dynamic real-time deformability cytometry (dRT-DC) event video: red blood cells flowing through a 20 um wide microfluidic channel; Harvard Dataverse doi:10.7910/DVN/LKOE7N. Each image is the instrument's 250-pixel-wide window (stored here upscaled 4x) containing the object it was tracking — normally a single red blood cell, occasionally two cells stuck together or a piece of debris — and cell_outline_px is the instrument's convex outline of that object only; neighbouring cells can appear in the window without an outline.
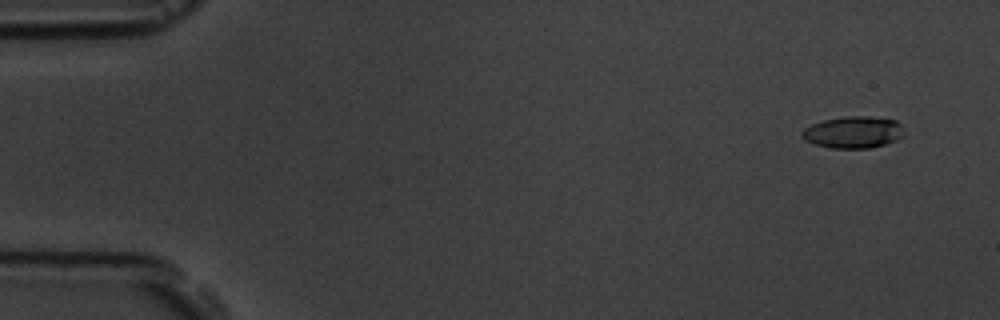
{"species": "common noctule bat (a hibernating species)", "species_latin": "Nyctalus noctula", "temperature_condition": "room temperature", "stored_images_in_passage": 6, "camera_frame_rate_fps": 3000, "um_per_image_px": 0.085, "animal": {"sex": "male", "body_mass_g": 19.5, "forearm_length_mm": 54.6}, "frame": {"image": 1, "passage_image": 1, "time_ms": 0.0, "image_size_px": [1000, 320], "cell_outline_px": [[904, 136], [896, 140], [884, 144], [868, 148], [828, 148], [804, 140], [800, 136], [800, 132], [804, 128], [812, 124], [824, 120], [844, 116], [868, 116], [896, 120], [900, 124]], "centroid_in_image_um": [72.49, 11.24], "position_along_channel_um": 12.5, "area_um2": 18.96}}
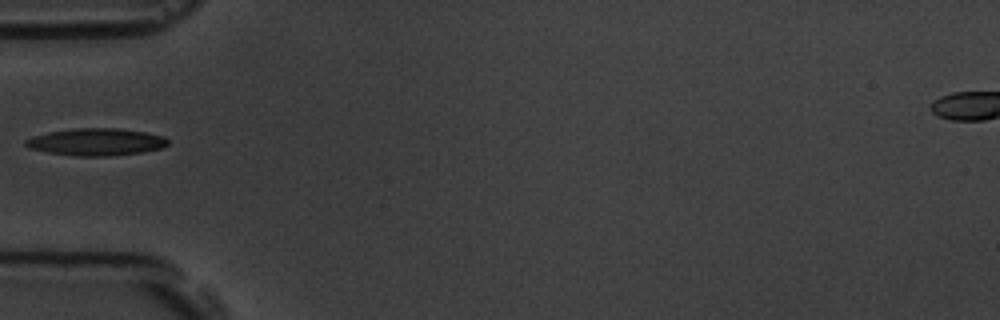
{"frame": {"image": 2, "passage_image": 5, "time_ms": 5.333, "image_size_px": [1000, 320], "cell_outline_px": [[168, 144], [160, 148], [144, 152], [108, 156], [76, 156], [48, 152], [28, 148], [24, 144], [24, 140], [32, 136], [48, 132], [72, 128], [116, 128], [144, 132], [164, 136], [168, 140]], "centroid_in_image_um": [8.14, 12.06], "position_along_channel_um": 76.9, "area_um2": 22.6}}
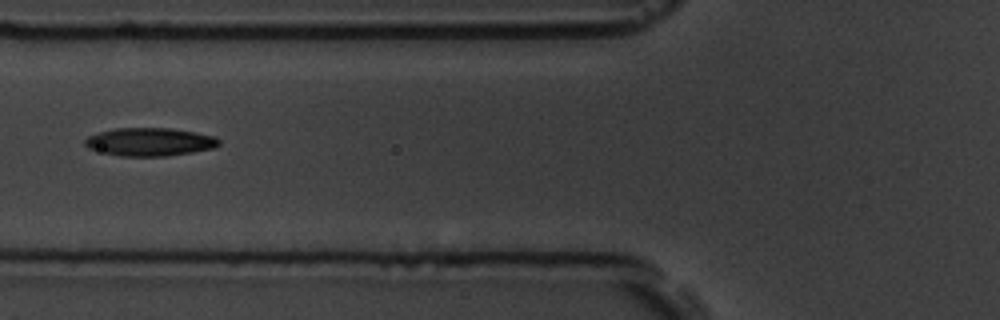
{"frame": {"image": 3, "passage_image": 6, "time_ms": 6.333, "image_size_px": [1000, 320], "cell_outline_px": [[220, 144], [212, 148], [192, 152], [164, 156], [120, 156], [88, 148], [84, 144], [84, 140], [88, 136], [100, 132], [116, 128], [172, 128], [196, 132], [216, 136], [220, 140]], "centroid_in_image_um": [12.75, 12.05], "position_along_channel_um": 113.1, "area_um2": 21.91}}